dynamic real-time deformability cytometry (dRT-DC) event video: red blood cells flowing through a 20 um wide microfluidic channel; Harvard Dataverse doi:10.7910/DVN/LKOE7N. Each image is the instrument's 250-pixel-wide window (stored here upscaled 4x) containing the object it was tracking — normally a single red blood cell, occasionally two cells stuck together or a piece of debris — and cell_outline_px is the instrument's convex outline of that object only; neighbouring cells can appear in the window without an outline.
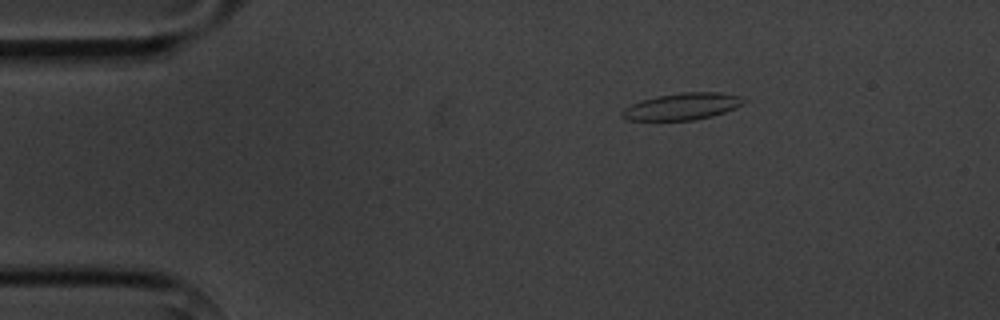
{"species": "common noctule bat (a hibernating species)", "species_latin": "Nyctalus noctula", "temperature_condition": "cold", "stored_images_in_passage": 3, "camera_frame_rate_fps": 3000, "um_per_image_px": 0.085, "animal": {"sex": "male", "body_mass_g": 20.1, "forearm_length_mm": 53.5}, "frame": {"image": 1, "passage_image": 1, "time_ms": 0.0, "image_size_px": [1000, 320], "cell_outline_px": [[748, 100], [744, 104], [724, 112], [712, 116], [692, 120], [628, 120], [620, 116], [620, 112], [624, 108], [632, 104], [656, 96], [680, 92], [720, 92], [740, 96]], "centroid_in_image_um": [58.0, 9.04], "position_along_channel_um": 27.0, "area_um2": 19.02}}